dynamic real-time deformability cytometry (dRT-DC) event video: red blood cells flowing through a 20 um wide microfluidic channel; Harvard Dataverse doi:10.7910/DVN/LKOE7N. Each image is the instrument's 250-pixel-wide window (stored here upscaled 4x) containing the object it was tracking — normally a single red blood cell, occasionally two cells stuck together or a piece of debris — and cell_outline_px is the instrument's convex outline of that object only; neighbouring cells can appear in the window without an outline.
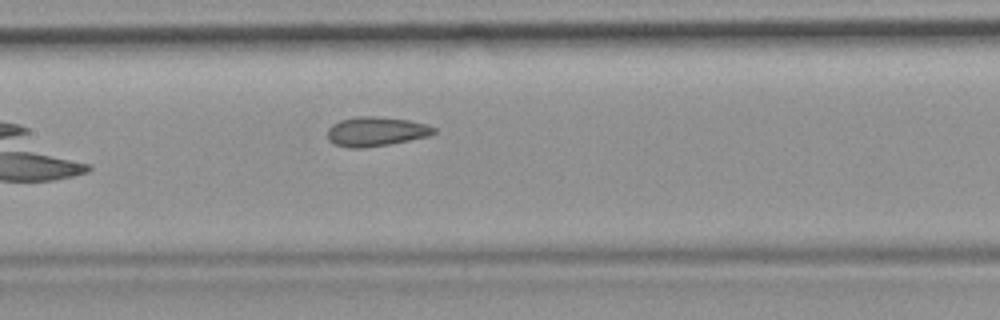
{"species": "common noctule bat (a hibernating species)", "species_latin": "Nyctalus noctula", "temperature_condition": "room temperature", "stored_images_in_passage": 7, "camera_frame_rate_fps": 3000, "um_per_image_px": 0.085, "animal": {"sex": "female", "body_mass_g": 19.9}, "frame": {"image": 1, "passage_image": 7, "time_ms": 7.0, "image_size_px": [1000, 320], "cell_outline_px": [[436, 132], [428, 136], [388, 144], [364, 148], [348, 148], [332, 144], [328, 140], [328, 128], [332, 124], [340, 120], [356, 116], [376, 116], [408, 120], [428, 124], [436, 128]], "centroid_in_image_um": [31.93, 11.18], "position_along_channel_um": 175.5, "area_um2": 18.32}}